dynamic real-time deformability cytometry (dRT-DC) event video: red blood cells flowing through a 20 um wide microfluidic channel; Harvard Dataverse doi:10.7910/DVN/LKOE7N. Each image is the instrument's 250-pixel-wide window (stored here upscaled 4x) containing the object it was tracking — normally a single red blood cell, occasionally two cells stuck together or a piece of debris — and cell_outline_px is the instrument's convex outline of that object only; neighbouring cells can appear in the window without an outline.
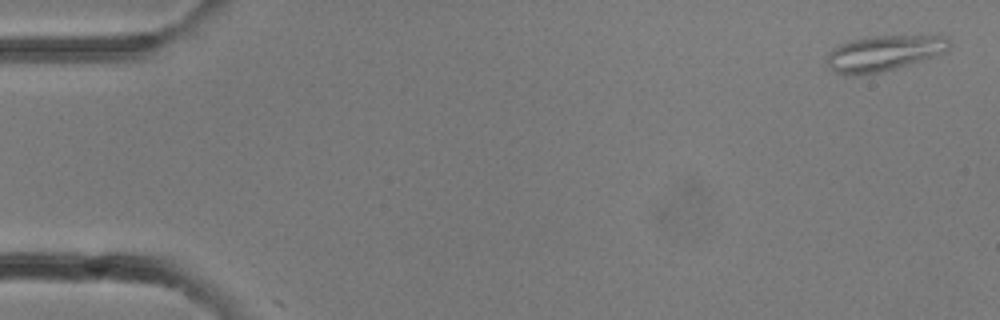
{"species": "common noctule bat (a hibernating species)", "species_latin": "Nyctalus noctula", "temperature_condition": "room temperature", "stored_images_in_passage": 19, "camera_frame_rate_fps": 3000, "um_per_image_px": 0.085, "animal": {"sex": "female"}, "frame": {"image": 1, "passage_image": 1, "time_ms": 0.0, "image_size_px": [1000, 320], "cell_outline_px": [[952, 44], [944, 52], [896, 68], [880, 72], [852, 76], [844, 76], [832, 72], [828, 64], [828, 52], [832, 48], [840, 44], [852, 40], [872, 36], [948, 36]], "centroid_in_image_um": [75.08, 4.53], "position_along_channel_um": 9.9, "area_um2": 25.26}}
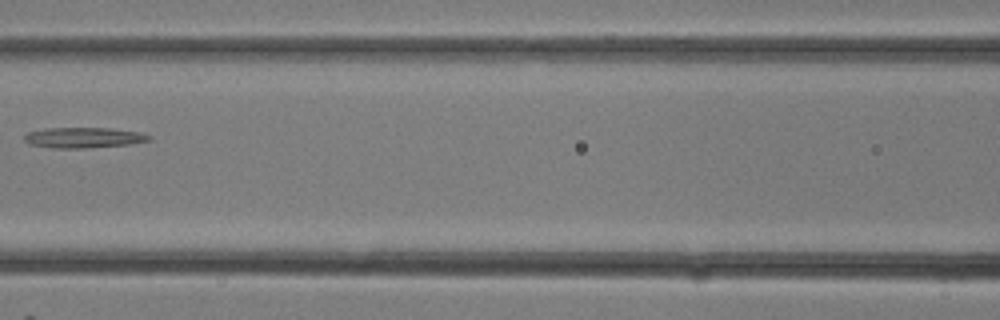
{"frame": {"image": 2, "passage_image": 13, "time_ms": 4.0, "image_size_px": [1000, 320], "cell_outline_px": [[152, 140], [128, 144], [88, 148], [52, 148], [28, 144], [24, 140], [24, 136], [28, 132], [44, 128], [108, 128], [140, 132], [152, 136]], "centroid_in_image_um": [7.09, 11.7], "position_along_channel_um": 159.5, "area_um2": 14.97}}
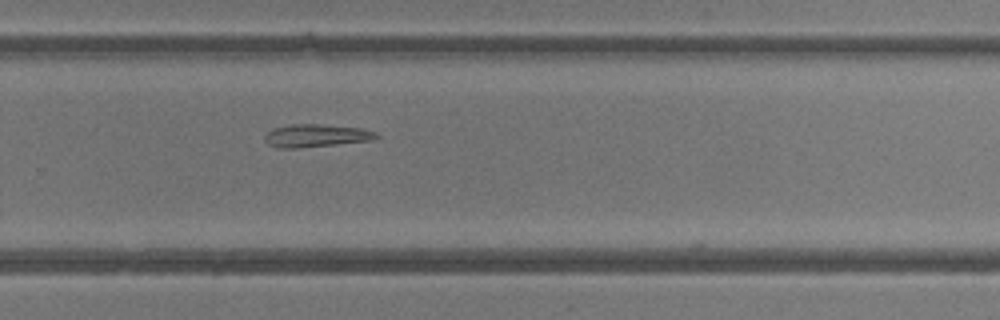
{"frame": {"image": 3, "passage_image": 19, "time_ms": 6.0, "image_size_px": [1000, 320], "cell_outline_px": [[380, 136], [372, 140], [336, 144], [296, 148], [276, 148], [268, 144], [264, 140], [264, 136], [272, 128], [292, 124], [320, 124], [360, 128], [376, 132]], "centroid_in_image_um": [26.83, 11.53], "position_along_channel_um": 303.0, "area_um2": 14.8}}